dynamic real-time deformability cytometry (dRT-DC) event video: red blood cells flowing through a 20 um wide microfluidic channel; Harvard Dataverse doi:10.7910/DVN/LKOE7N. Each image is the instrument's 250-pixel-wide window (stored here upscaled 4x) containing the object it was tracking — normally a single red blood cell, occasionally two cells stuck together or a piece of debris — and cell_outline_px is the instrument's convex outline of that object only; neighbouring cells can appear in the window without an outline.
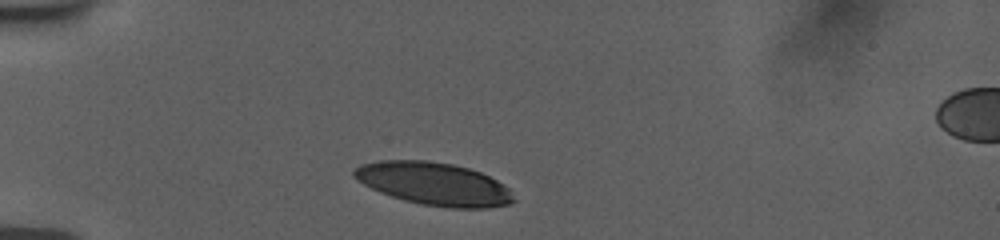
{"species": "human", "species_latin": "Homo sapiens", "temperature_condition": "room temperature", "stored_images_in_passage": 6, "camera_frame_rate_fps": 3000, "um_per_image_px": 0.085, "donor": {"sex": "female"}, "frame": {"image": 1, "passage_image": 1, "time_ms": 0.0, "image_size_px": [1000, 240], "cell_outline_px": [[516, 200], [512, 204], [488, 208], [448, 208], [420, 204], [404, 200], [380, 192], [356, 180], [352, 176], [352, 172], [360, 164], [376, 160], [424, 160], [452, 164], [468, 168], [480, 172], [496, 180], [508, 188]], "centroid_in_image_um": [36.88, 15.63], "position_along_channel_um": 48.1, "area_um2": 39.94}}
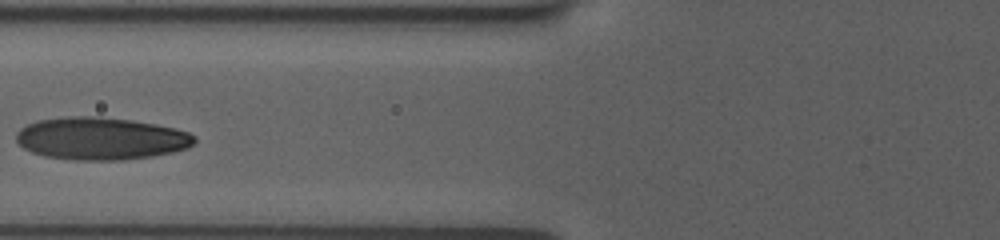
{"frame": {"image": 2, "passage_image": 4, "time_ms": 2.667, "image_size_px": [1000, 240], "cell_outline_px": [[196, 140], [188, 148], [172, 152], [152, 156], [124, 160], [72, 160], [44, 156], [32, 152], [24, 148], [16, 140], [16, 132], [20, 128], [28, 124], [40, 120], [72, 116], [100, 116], [132, 120], [156, 124], [176, 128], [188, 132], [196, 136]], "centroid_in_image_um": [8.59, 11.77], "position_along_channel_um": 117.2, "area_um2": 44.27}}
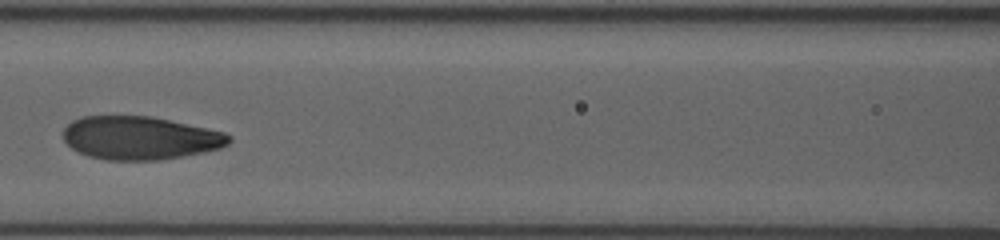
{"frame": {"image": 3, "passage_image": 5, "time_ms": 3.667, "image_size_px": [1000, 240], "cell_outline_px": [[232, 140], [228, 144], [220, 148], [204, 152], [160, 160], [104, 160], [88, 156], [72, 148], [64, 140], [64, 128], [72, 120], [80, 116], [152, 116], [224, 132], [232, 136]], "centroid_in_image_um": [11.9, 11.72], "position_along_channel_um": 154.7, "area_um2": 41.79}}